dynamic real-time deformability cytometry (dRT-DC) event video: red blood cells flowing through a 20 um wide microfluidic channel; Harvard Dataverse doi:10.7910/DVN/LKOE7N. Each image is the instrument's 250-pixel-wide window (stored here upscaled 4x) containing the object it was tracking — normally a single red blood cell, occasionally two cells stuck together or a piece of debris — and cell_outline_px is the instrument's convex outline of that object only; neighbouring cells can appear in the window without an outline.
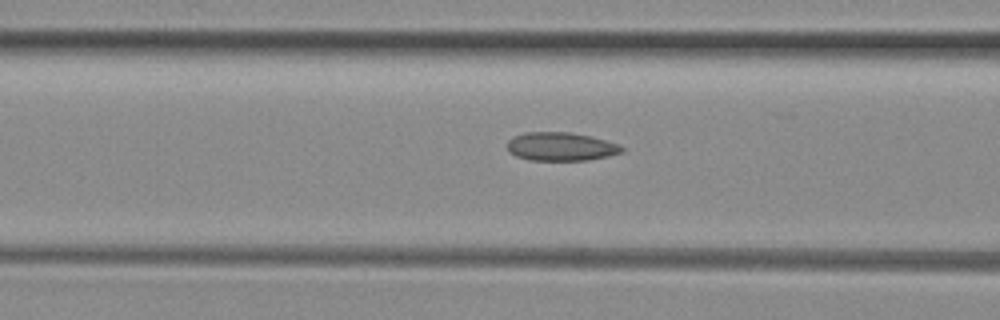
{"species": "common noctule bat (a hibernating species)", "species_latin": "Nyctalus noctula", "temperature_condition": "room temperature", "stored_images_in_passage": 19, "camera_frame_rate_fps": 3000, "um_per_image_px": 0.085, "animal": {"sex": "female", "body_mass_g": 29.2, "forearm_length_mm": 56.3}, "frame": {"image": 1, "passage_image": 11, "time_ms": 3.333, "image_size_px": [1000, 320], "cell_outline_px": [[624, 152], [608, 156], [588, 160], [528, 160], [516, 156], [508, 152], [508, 140], [512, 136], [524, 132], [568, 132], [588, 136], [604, 140], [616, 144], [624, 148]], "centroid_in_image_um": [47.62, 12.46], "position_along_channel_um": 119.0, "area_um2": 18.96}}
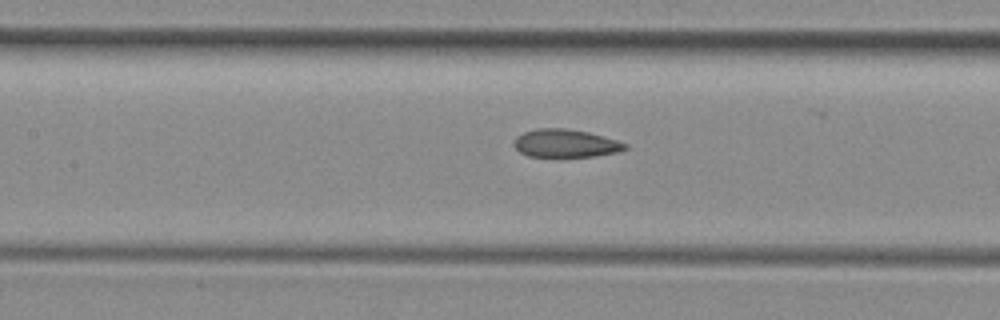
{"frame": {"image": 2, "passage_image": 14, "time_ms": 4.333, "image_size_px": [1000, 320], "cell_outline_px": [[628, 148], [620, 152], [596, 156], [528, 156], [520, 152], [512, 144], [516, 136], [524, 132], [536, 128], [564, 128], [588, 132], [616, 140], [628, 144]], "centroid_in_image_um": [48.07, 12.18], "position_along_channel_um": 159.3, "area_um2": 18.15}}